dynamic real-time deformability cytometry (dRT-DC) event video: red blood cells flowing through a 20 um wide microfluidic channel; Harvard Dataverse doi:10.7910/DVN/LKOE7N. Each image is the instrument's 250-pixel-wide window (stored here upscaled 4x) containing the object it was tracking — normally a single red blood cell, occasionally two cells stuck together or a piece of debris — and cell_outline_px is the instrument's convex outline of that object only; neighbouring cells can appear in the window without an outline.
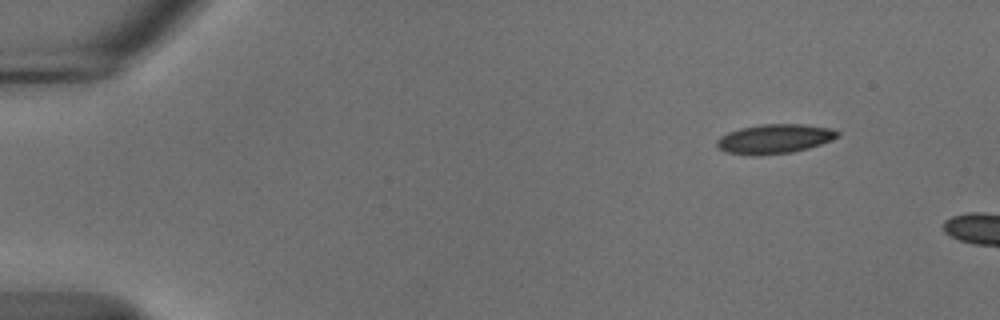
{"species": "common noctule bat (a hibernating species)", "species_latin": "Nyctalus noctula", "temperature_condition": "cold", "stored_images_in_passage": 4, "camera_frame_rate_fps": 3000, "um_per_image_px": 0.085, "animal": {"sex": "male", "body_mass_g": 18.8}, "frame": {"image": 1, "passage_image": 1, "time_ms": 0.0, "image_size_px": [1000, 320], "cell_outline_px": [[840, 136], [832, 140], [808, 148], [792, 152], [760, 156], [752, 156], [724, 152], [716, 148], [716, 140], [720, 136], [728, 132], [740, 128], [760, 124], [804, 124], [836, 128], [840, 132]], "centroid_in_image_um": [65.83, 11.8], "position_along_channel_um": 19.2, "area_um2": 21.21}}